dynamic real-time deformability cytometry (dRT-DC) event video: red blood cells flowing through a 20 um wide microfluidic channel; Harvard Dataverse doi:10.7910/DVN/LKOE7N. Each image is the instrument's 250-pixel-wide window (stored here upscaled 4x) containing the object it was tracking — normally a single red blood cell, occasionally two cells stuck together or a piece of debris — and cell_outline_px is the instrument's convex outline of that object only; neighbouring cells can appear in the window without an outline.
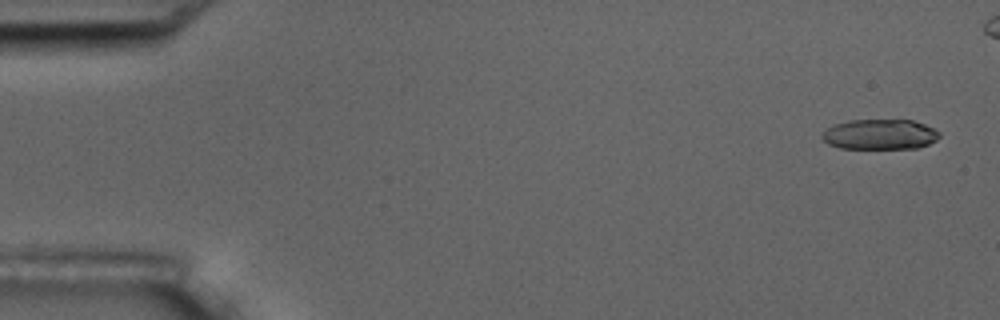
{"species": "common noctule bat (a hibernating species)", "species_latin": "Nyctalus noctula", "temperature_condition": "room temperature", "stored_images_in_passage": 6, "camera_frame_rate_fps": 3000, "um_per_image_px": 0.085, "animal": {"sex": "male", "body_mass_g": 17.5, "forearm_length_mm": 52.3}, "frame": {"image": 1, "passage_image": 1, "time_ms": 0.0, "image_size_px": [1000, 320], "cell_outline_px": [[940, 136], [936, 140], [928, 144], [916, 148], [840, 148], [828, 144], [820, 136], [832, 124], [848, 120], [912, 120], [924, 124], [940, 132]], "centroid_in_image_um": [74.77, 11.42], "position_along_channel_um": 10.2, "area_um2": 20.63}}